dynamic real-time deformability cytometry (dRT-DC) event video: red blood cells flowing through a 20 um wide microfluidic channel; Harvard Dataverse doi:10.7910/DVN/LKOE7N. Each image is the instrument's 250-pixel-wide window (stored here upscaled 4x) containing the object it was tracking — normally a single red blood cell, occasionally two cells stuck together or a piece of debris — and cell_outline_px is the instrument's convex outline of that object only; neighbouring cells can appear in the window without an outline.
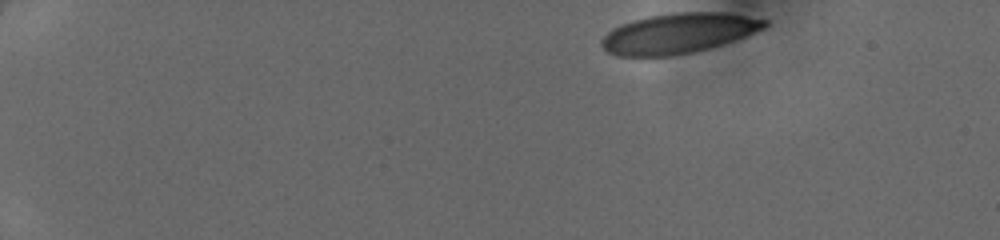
{"species": "human", "species_latin": "Homo sapiens", "temperature_condition": "cold", "stored_images_in_passage": 42, "camera_frame_rate_fps": 3000, "um_per_image_px": 0.085, "donor": {"sex": "female"}, "frame": {"image": 1, "passage_image": 1, "time_ms": 0.0, "image_size_px": [1000, 240], "cell_outline_px": [[768, 24], [764, 28], [736, 40], [724, 44], [692, 52], [672, 56], [616, 56], [608, 52], [600, 44], [600, 40], [612, 28], [620, 24], [648, 16], [676, 12], [720, 12], [768, 20]], "centroid_in_image_um": [57.64, 2.83], "position_along_channel_um": 27.4, "area_um2": 38.03}}
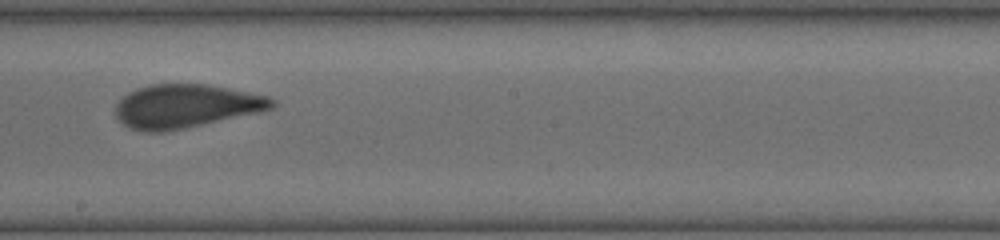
{"frame": {"image": 2, "passage_image": 24, "time_ms": 7.667, "image_size_px": [1000, 240], "cell_outline_px": [[276, 104], [272, 108], [260, 112], [184, 128], [164, 132], [148, 132], [132, 128], [116, 120], [116, 104], [128, 92], [136, 88], [148, 84], [208, 84], [268, 96], [276, 100]], "centroid_in_image_um": [15.79, 9.01], "position_along_channel_um": 232.4, "area_um2": 39.65}}
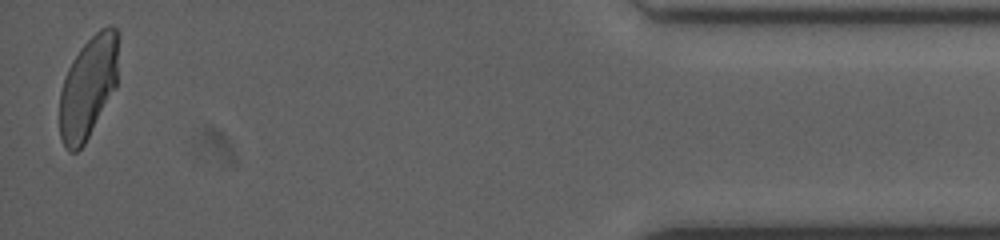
{"frame": {"image": 3, "passage_image": 42, "time_ms": 13.667, "image_size_px": [1000, 240], "cell_outline_px": [[120, 32], [116, 88], [84, 144], [76, 152], [68, 152], [64, 148], [60, 136], [60, 92], [68, 68], [72, 60], [80, 48], [100, 28], [108, 24], [112, 24]], "centroid_in_image_um": [7.53, 7.37], "position_along_channel_um": 427.7, "area_um2": 35.43}}